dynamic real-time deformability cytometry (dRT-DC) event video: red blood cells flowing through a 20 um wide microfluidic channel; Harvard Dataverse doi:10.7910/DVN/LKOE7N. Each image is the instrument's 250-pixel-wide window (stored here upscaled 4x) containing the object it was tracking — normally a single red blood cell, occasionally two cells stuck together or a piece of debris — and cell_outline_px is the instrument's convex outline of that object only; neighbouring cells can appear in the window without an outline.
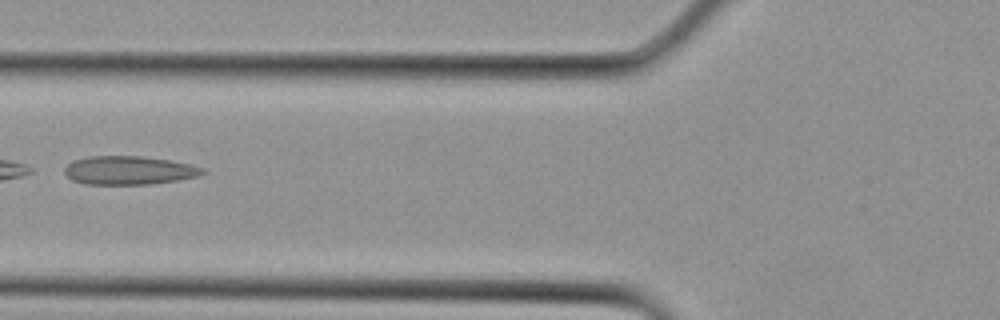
{"species": "Egyptian fruit bat (a non-hibernating species)", "species_latin": "Rousettus aegyptiacus", "temperature_condition": "cold", "stored_images_in_passage": 6, "camera_frame_rate_fps": 3000, "um_per_image_px": 0.085, "animal": {"sex": "female"}, "frame": {"image": 1, "passage_image": 3, "time_ms": 0.667, "image_size_px": [1000, 320], "cell_outline_px": [[208, 172], [196, 176], [176, 180], [148, 184], [84, 184], [72, 180], [64, 172], [64, 168], [68, 164], [76, 160], [88, 156], [140, 156], [168, 160], [188, 164], [204, 168]], "centroid_in_image_um": [10.94, 14.48], "position_along_channel_um": 114.9, "area_um2": 22.72}}
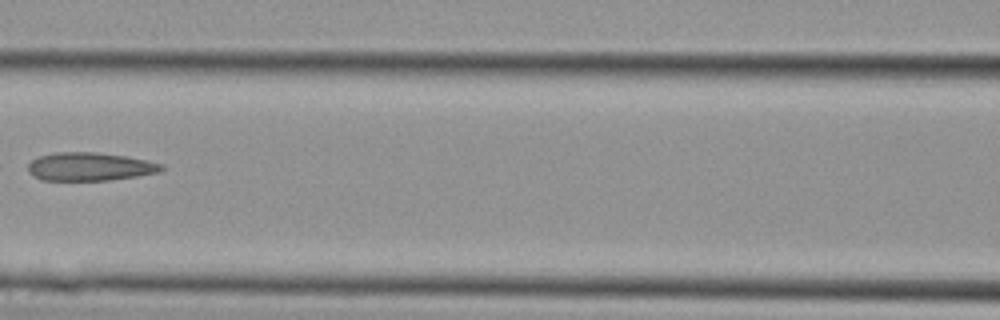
{"frame": {"image": 2, "passage_image": 5, "time_ms": 1.333, "image_size_px": [1000, 320], "cell_outline_px": [[164, 168], [160, 172], [136, 176], [108, 180], [40, 180], [28, 172], [28, 164], [32, 160], [40, 156], [56, 152], [96, 152], [128, 156], [164, 164]], "centroid_in_image_um": [7.65, 14.16], "position_along_channel_um": 159.0, "area_um2": 22.02}}